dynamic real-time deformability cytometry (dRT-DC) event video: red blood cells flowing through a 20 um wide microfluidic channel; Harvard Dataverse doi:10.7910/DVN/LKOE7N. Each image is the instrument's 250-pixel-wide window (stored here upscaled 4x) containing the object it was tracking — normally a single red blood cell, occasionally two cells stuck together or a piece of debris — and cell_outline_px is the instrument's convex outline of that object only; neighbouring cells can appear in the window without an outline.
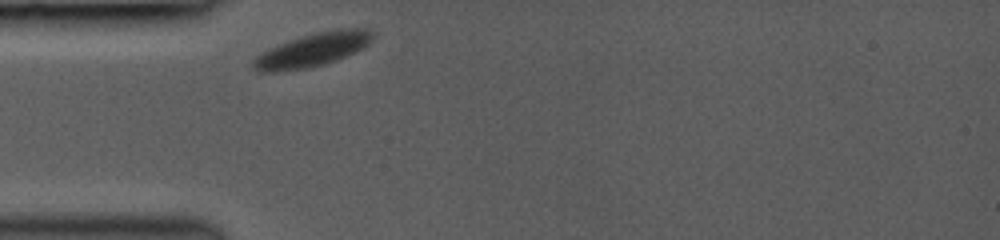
{"species": "common noctule bat (a hibernating species)", "species_latin": "Nyctalus noctula", "temperature_condition": "room temperature", "stored_images_in_passage": 45, "camera_frame_rate_fps": 3000, "um_per_image_px": 0.085, "animal": {"sex": "female", "body_mass_g": 19.0, "forearm_length_mm": 53.3}, "frame": {"image": 1, "passage_image": 1, "time_ms": 0.0, "image_size_px": [1000, 240], "cell_outline_px": [[376, 36], [368, 44], [356, 52], [336, 60], [312, 68], [272, 72], [260, 72], [252, 68], [252, 60], [260, 52], [268, 48], [300, 36], [316, 32], [340, 28], [368, 28]], "centroid_in_image_um": [26.56, 4.24], "position_along_channel_um": 58.4, "area_um2": 23.7}}
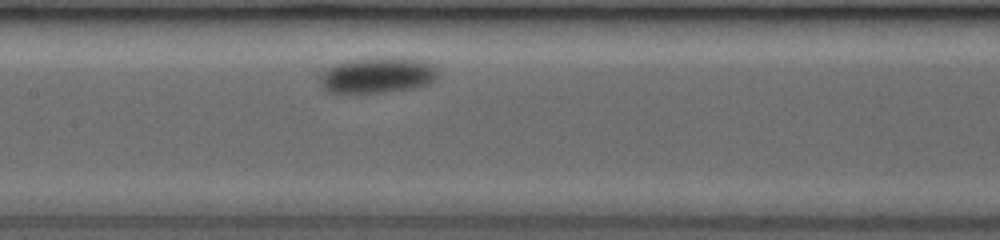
{"frame": {"image": 2, "passage_image": 14, "time_ms": 3.333, "image_size_px": [1000, 240], "cell_outline_px": [[436, 76], [428, 84], [416, 88], [384, 92], [336, 96], [324, 92], [320, 84], [320, 76], [324, 68], [348, 60], [416, 60], [432, 64], [436, 68]], "centroid_in_image_um": [31.91, 6.5], "position_along_channel_um": 175.5, "area_um2": 24.45}}
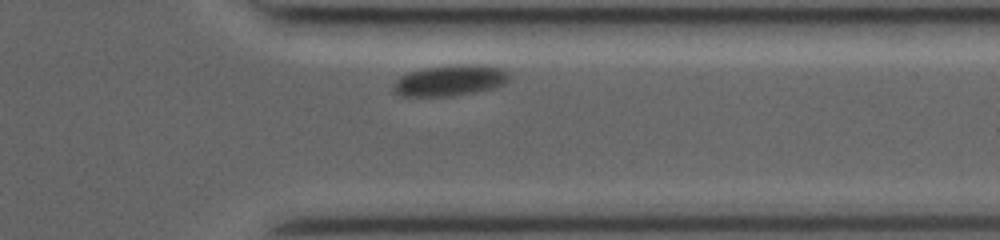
{"frame": {"image": 3, "passage_image": 39, "time_ms": 8.667, "image_size_px": [1000, 240], "cell_outline_px": [[512, 76], [504, 84], [496, 88], [476, 92], [452, 96], [400, 96], [392, 88], [392, 84], [400, 76], [408, 72], [428, 68], [452, 64], [484, 64], [500, 68], [512, 72]], "centroid_in_image_um": [38.32, 6.83], "position_along_channel_um": 373.1, "area_um2": 21.33}, "authors_computed_cell_mechanics": {"area_um2": 23.0044, "velocity_mm_per_s": 3.6863, "shape_relaxation_time_tau1_ms": 1.1185, "shape_relaxation_time_tau2_ms": null, "deformation_change_tau1": 0.0318, "deformation_change_tau2": null}}